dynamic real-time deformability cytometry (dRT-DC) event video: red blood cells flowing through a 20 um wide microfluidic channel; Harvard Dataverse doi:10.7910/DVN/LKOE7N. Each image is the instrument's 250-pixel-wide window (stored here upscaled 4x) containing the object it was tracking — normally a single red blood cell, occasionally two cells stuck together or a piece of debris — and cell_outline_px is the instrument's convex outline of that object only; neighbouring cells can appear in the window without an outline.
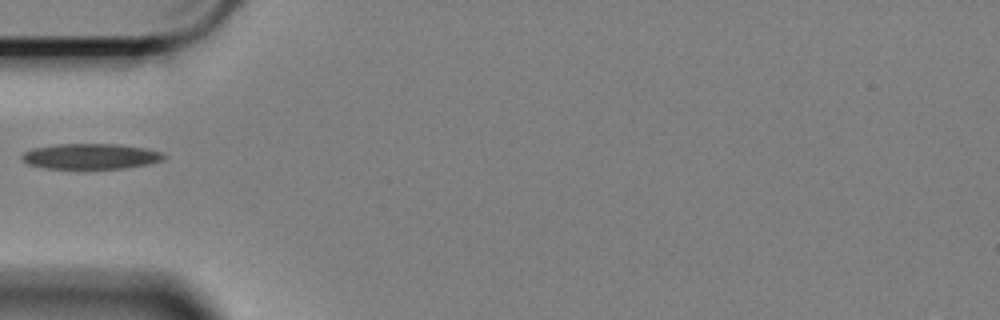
{"species": "Egyptian fruit bat (a non-hibernating species)", "species_latin": "Rousettus aegyptiacus", "temperature_condition": "cold", "stored_images_in_passage": 37, "camera_frame_rate_fps": 3000, "um_per_image_px": 0.085, "animal": {"sex": "female"}, "frame": {"image": 1, "passage_image": 1, "time_ms": 0.0, "image_size_px": [1000, 320], "cell_outline_px": [[168, 156], [164, 160], [148, 164], [124, 168], [44, 168], [28, 164], [20, 156], [24, 152], [32, 148], [56, 144], [116, 144], [144, 148], [160, 152]], "centroid_in_image_um": [7.71, 13.28], "position_along_channel_um": 77.3, "area_um2": 20.98}}
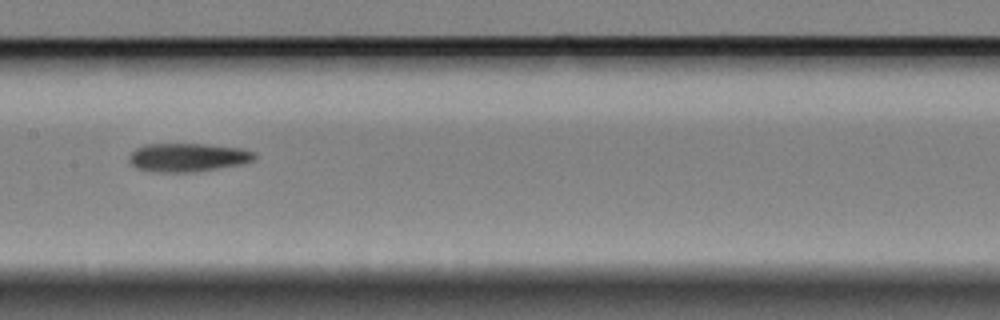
{"frame": {"image": 2, "passage_image": 11, "time_ms": 3.333, "image_size_px": [1000, 320], "cell_outline_px": [[256, 156], [252, 160], [240, 164], [192, 172], [156, 172], [136, 168], [128, 160], [132, 152], [136, 148], [144, 144], [204, 144], [244, 148], [256, 152]], "centroid_in_image_um": [15.95, 13.37], "position_along_channel_um": 191.4, "area_um2": 20.75}}
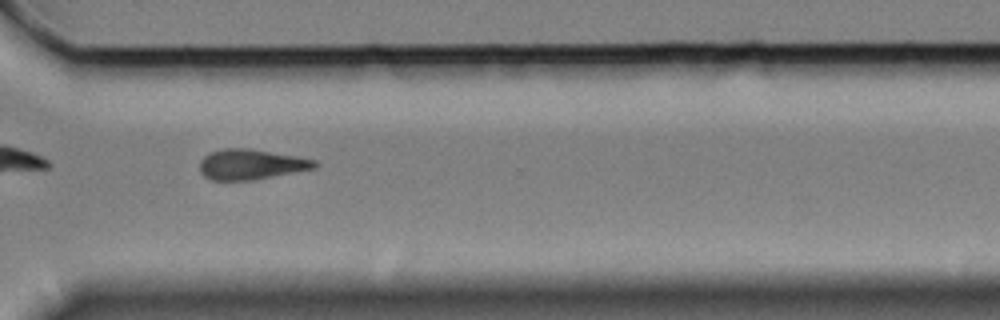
{"frame": {"image": 3, "passage_image": 25, "time_ms": 8.0, "image_size_px": [1000, 320], "cell_outline_px": [[316, 168], [252, 180], [212, 180], [204, 176], [200, 172], [200, 160], [208, 152], [224, 148], [252, 148], [296, 156], [316, 160]], "centroid_in_image_um": [21.3, 13.96], "position_along_channel_um": 349.3, "area_um2": 20.35}}